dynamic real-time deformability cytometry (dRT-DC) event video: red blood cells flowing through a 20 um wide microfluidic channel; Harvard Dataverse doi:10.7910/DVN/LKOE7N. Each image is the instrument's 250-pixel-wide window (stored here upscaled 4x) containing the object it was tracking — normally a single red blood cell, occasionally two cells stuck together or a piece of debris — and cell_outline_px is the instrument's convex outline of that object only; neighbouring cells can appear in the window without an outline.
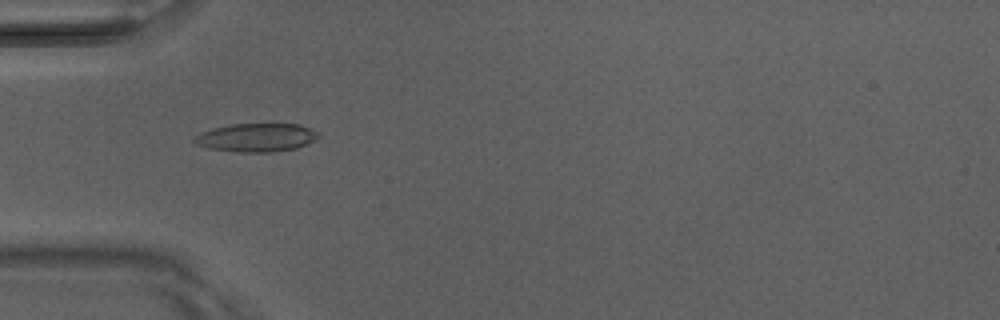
{"species": "Egyptian fruit bat (a non-hibernating species)", "species_latin": "Rousettus aegyptiacus", "temperature_condition": "room temperature", "stored_images_in_passage": 50, "camera_frame_rate_fps": 3000, "um_per_image_px": 0.085, "animal": {"sex": "male"}, "frame": {"image": 1, "passage_image": 16, "time_ms": 5.0, "image_size_px": [1000, 320], "cell_outline_px": [[320, 136], [296, 148], [272, 152], [240, 152], [208, 148], [196, 144], [192, 140], [192, 136], [200, 132], [212, 128], [228, 124], [300, 124], [320, 132]], "centroid_in_image_um": [21.74, 11.68], "position_along_channel_um": 63.3, "area_um2": 20.63}}
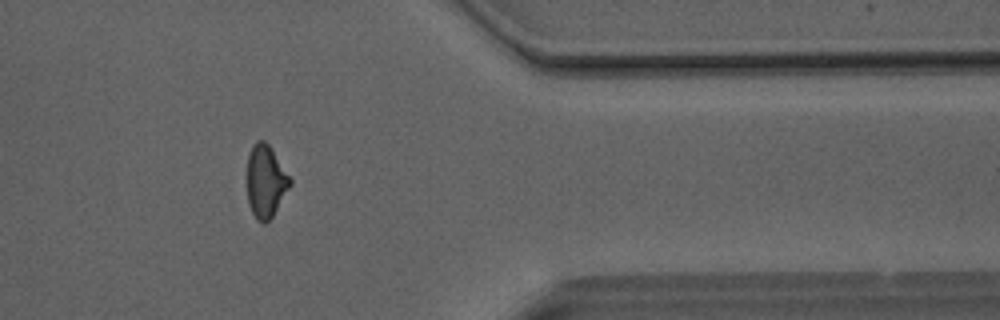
{"frame": {"image": 2, "passage_image": 41, "time_ms": 13.333, "image_size_px": [1000, 320], "cell_outline_px": [[292, 184], [272, 216], [264, 224], [256, 220], [248, 204], [248, 152], [252, 144], [256, 140], [264, 140], [268, 144], [292, 180]], "centroid_in_image_um": [22.58, 15.41], "position_along_channel_um": 388.8, "area_um2": 18.03}}
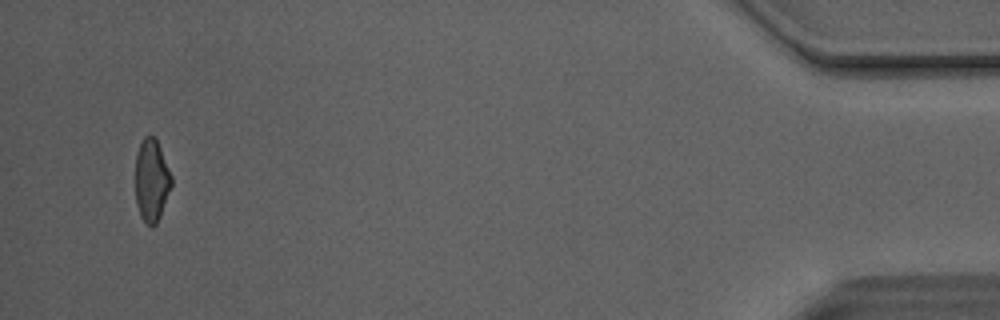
{"frame": {"image": 3, "passage_image": 48, "time_ms": 15.667, "image_size_px": [1000, 320], "cell_outline_px": [[172, 184], [160, 216], [156, 224], [152, 228], [140, 216], [136, 204], [136, 152], [144, 136], [152, 136], [156, 140], [160, 148], [172, 176]], "centroid_in_image_um": [12.88, 15.35], "position_along_channel_um": 422.3, "area_um2": 17.17}, "authors_computed_cell_mechanics": {"area_um2": 18.9006, "velocity_mm_per_s": 4.1443, "shape_relaxation_time_tau1_ms": 8.4255, "shape_relaxation_time_tau2_ms": 2.2459, "deformation_change_tau1": 0.1837, "deformation_change_tau2": 0.0972}}